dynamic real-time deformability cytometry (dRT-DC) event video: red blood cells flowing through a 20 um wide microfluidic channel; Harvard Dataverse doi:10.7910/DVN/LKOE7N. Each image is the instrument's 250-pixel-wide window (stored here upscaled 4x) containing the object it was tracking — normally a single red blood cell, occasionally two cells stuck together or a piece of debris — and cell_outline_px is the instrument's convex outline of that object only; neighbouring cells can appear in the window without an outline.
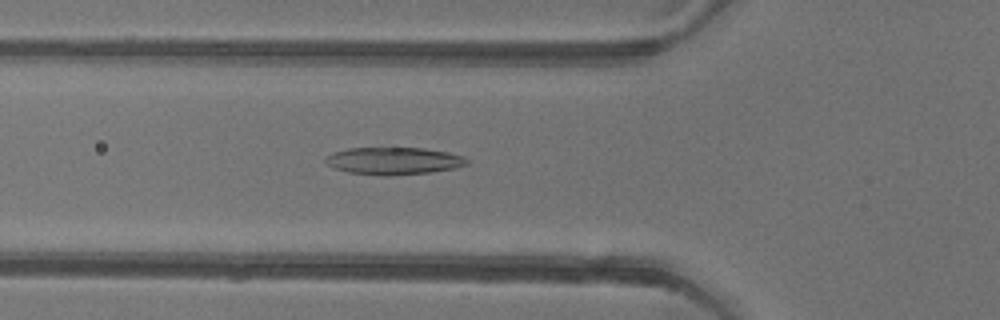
{"species": "common noctule bat (a hibernating species)", "species_latin": "Nyctalus noctula", "temperature_condition": "warm", "stored_images_in_passage": 47, "camera_frame_rate_fps": 3000, "um_per_image_px": 0.085, "animal": {"sex": "female"}, "frame": {"image": 1, "passage_image": 18, "time_ms": 5.667, "image_size_px": [1000, 320], "cell_outline_px": [[468, 164], [456, 168], [432, 172], [392, 176], [380, 176], [348, 172], [336, 168], [328, 164], [324, 160], [324, 156], [332, 152], [348, 148], [424, 148], [448, 152], [464, 156], [468, 160]], "centroid_in_image_um": [33.47, 13.68], "position_along_channel_um": 92.3, "area_um2": 22.77}}
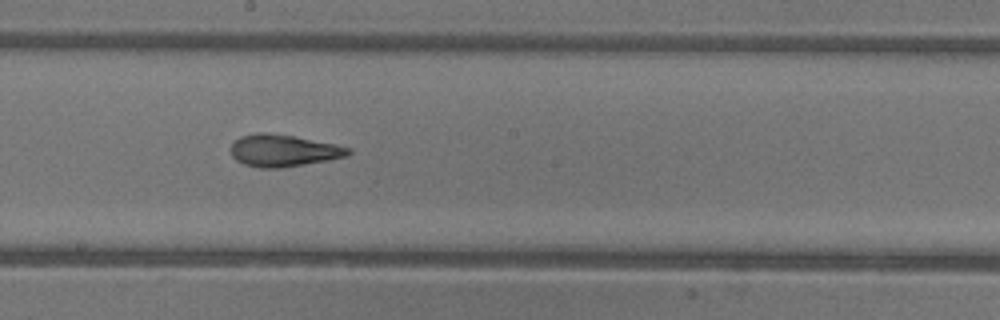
{"frame": {"image": 2, "passage_image": 28, "time_ms": 9.0, "image_size_px": [1000, 320], "cell_outline_px": [[352, 152], [348, 156], [328, 160], [280, 168], [260, 168], [244, 164], [236, 160], [232, 156], [232, 144], [240, 136], [256, 132], [264, 132], [292, 136], [336, 144], [352, 148]], "centroid_in_image_um": [24.11, 12.8], "position_along_channel_um": 224.1, "area_um2": 21.85}}
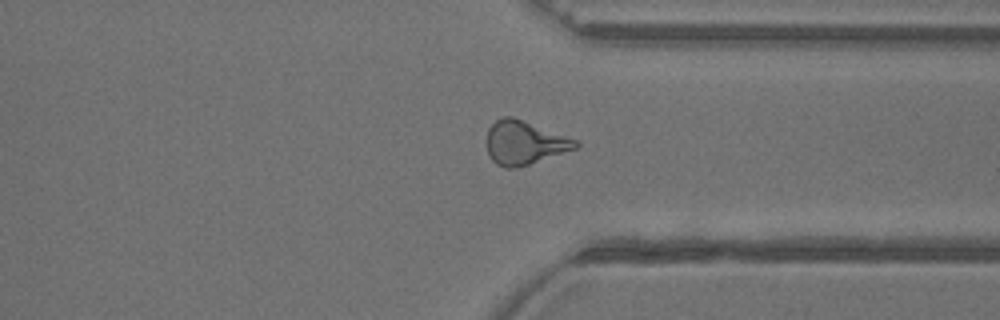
{"frame": {"image": 3, "passage_image": 39, "time_ms": 12.667, "image_size_px": [1000, 320], "cell_outline_px": [[580, 148], [516, 168], [504, 168], [496, 164], [492, 160], [488, 152], [488, 128], [496, 120], [504, 116], [512, 116], [580, 140]], "centroid_in_image_um": [44.64, 12.13], "position_along_channel_um": 366.8, "area_um2": 22.83}}